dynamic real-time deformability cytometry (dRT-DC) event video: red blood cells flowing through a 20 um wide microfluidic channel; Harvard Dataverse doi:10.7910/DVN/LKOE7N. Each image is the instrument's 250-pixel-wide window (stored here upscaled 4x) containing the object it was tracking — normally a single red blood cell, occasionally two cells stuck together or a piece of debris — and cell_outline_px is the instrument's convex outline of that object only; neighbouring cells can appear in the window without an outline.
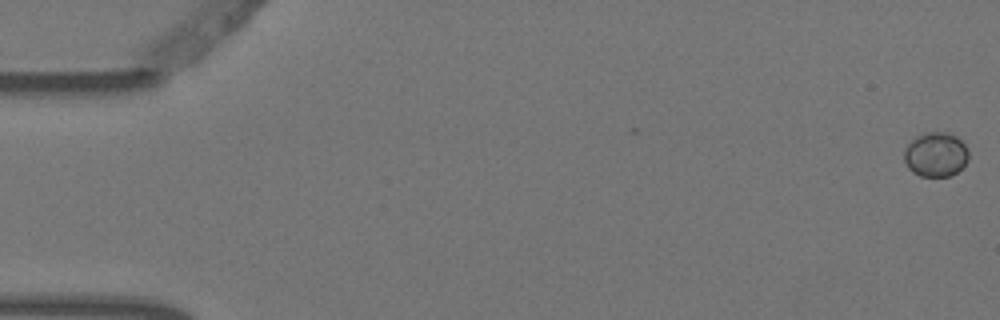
{"species": "Egyptian fruit bat (a non-hibernating species)", "species_latin": "Rousettus aegyptiacus", "temperature_condition": "warm", "stored_images_in_passage": 10, "camera_frame_rate_fps": 3000, "um_per_image_px": 0.085, "animal": {"sex": "female"}, "frame": {"image": 1, "passage_image": 1, "time_ms": 0.0, "image_size_px": [1000, 320], "cell_outline_px": [[968, 160], [956, 172], [948, 176], [920, 176], [912, 172], [908, 168], [904, 160], [904, 148], [916, 136], [924, 132], [948, 132], [956, 136], [968, 148]], "centroid_in_image_um": [79.52, 13.12], "position_along_channel_um": 5.5, "area_um2": 16.76}}
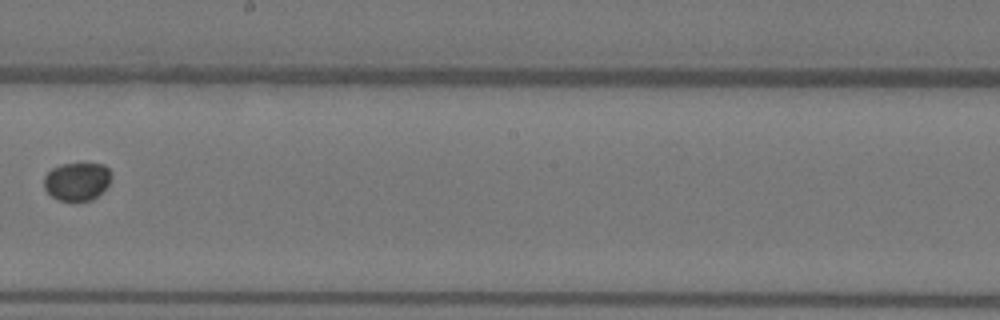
{"frame": {"image": 2, "passage_image": 9, "time_ms": 2.667, "image_size_px": [1000, 320], "cell_outline_px": [[112, 176], [108, 184], [92, 200], [72, 204], [56, 200], [44, 188], [44, 176], [52, 168], [60, 164], [104, 164], [112, 172]], "centroid_in_image_um": [6.53, 15.46], "position_along_channel_um": 241.7, "area_um2": 15.37}}
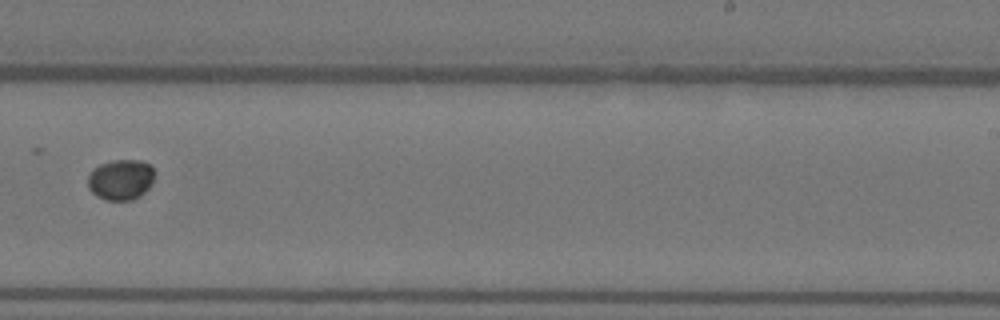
{"frame": {"image": 3, "passage_image": 10, "time_ms": 3.0, "image_size_px": [1000, 320], "cell_outline_px": [[152, 184], [140, 196], [132, 200], [104, 200], [96, 196], [88, 188], [88, 176], [92, 168], [100, 164], [112, 160], [140, 160], [148, 164], [152, 168]], "centroid_in_image_um": [10.22, 15.27], "position_along_channel_um": 278.8, "area_um2": 15.78}}